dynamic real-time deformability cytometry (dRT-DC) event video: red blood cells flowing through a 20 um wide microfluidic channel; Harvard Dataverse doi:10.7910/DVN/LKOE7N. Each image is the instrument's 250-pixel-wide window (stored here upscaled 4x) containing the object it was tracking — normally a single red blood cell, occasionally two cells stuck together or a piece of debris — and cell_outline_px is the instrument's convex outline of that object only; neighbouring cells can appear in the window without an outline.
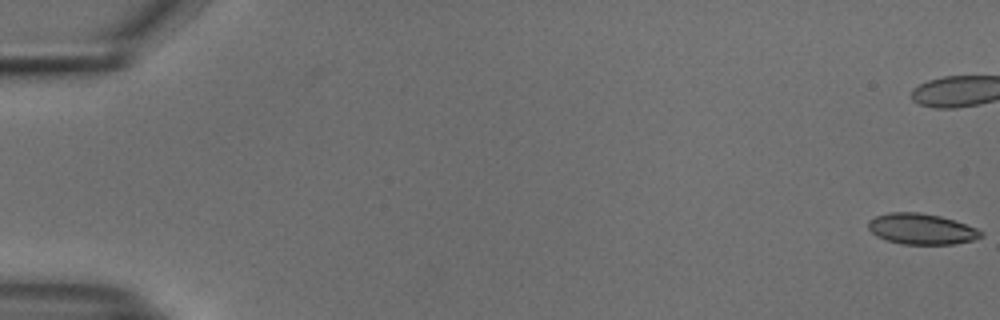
{"species": "common noctule bat (a hibernating species)", "species_latin": "Nyctalus noctula", "temperature_condition": "cold", "stored_images_in_passage": 56, "camera_frame_rate_fps": 3000, "um_per_image_px": 0.085, "animal": {"sex": "male", "body_mass_g": 18.8}, "frame": {"image": 1, "passage_image": 1, "time_ms": 0.0, "image_size_px": [1000, 320], "cell_outline_px": [[984, 236], [972, 240], [956, 244], [900, 244], [884, 240], [876, 236], [868, 228], [868, 220], [876, 216], [888, 212], [920, 212], [940, 216], [976, 228], [984, 232]], "centroid_in_image_um": [78.3, 19.47], "position_along_channel_um": 6.7, "area_um2": 20.35}}
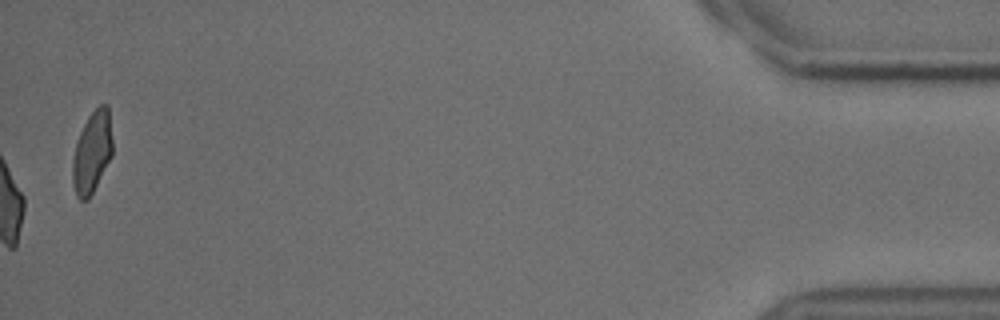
{"frame": {"image": 2, "passage_image": 56, "time_ms": 18.333, "image_size_px": [1000, 320], "cell_outline_px": [[112, 156], [88, 200], [80, 200], [76, 196], [72, 184], [72, 160], [76, 144], [80, 132], [88, 116], [100, 104], [108, 104], [112, 140]], "centroid_in_image_um": [7.82, 12.95], "position_along_channel_um": 427.4, "area_um2": 19.02}, "authors_computed_cell_mechanics": {"area_um2": 20.7502, "velocity_mm_per_s": 3.7598, "shape_relaxation_time_tau1_ms": 8.5477, "shape_relaxation_time_tau2_ms": 1.9877, "deformation_change_tau1": 0.1671, "deformation_change_tau2": 0.0566}}